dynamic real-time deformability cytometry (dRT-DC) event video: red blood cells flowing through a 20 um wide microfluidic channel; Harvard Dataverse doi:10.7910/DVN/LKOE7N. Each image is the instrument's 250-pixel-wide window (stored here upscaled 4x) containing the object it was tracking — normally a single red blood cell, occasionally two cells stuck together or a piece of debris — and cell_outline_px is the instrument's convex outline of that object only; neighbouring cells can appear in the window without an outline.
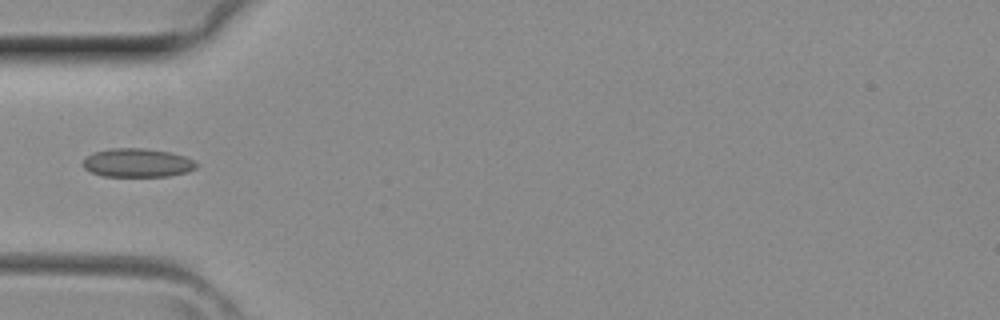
{"species": "common noctule bat (a hibernating species)", "species_latin": "Nyctalus noctula", "temperature_condition": "room temperature", "stored_images_in_passage": 4, "camera_frame_rate_fps": 3000, "um_per_image_px": 0.085, "animal": {"sex": "female", "body_mass_g": 29.2, "forearm_length_mm": 56.3}, "frame": {"image": 1, "passage_image": 4, "time_ms": 1.0, "image_size_px": [1000, 320], "cell_outline_px": [[200, 164], [196, 168], [188, 172], [168, 176], [104, 176], [92, 172], [84, 168], [84, 160], [92, 152], [112, 148], [144, 148], [168, 152], [184, 156]], "centroid_in_image_um": [11.7, 13.84], "position_along_channel_um": 73.3, "area_um2": 18.84}}